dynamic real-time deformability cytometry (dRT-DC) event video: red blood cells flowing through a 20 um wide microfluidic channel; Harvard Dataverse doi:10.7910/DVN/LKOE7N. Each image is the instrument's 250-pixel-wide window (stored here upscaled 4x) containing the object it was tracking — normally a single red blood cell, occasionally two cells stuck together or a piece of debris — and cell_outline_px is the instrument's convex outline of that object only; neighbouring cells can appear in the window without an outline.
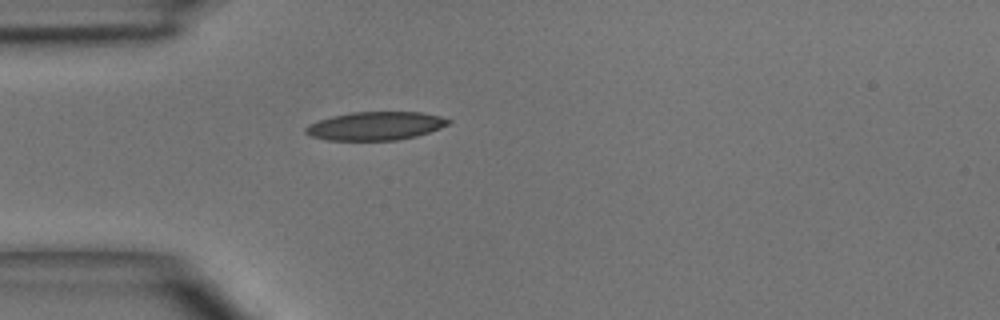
{"species": "common noctule bat (a hibernating species)", "species_latin": "Nyctalus noctula", "temperature_condition": "room temperature", "stored_images_in_passage": 1, "camera_frame_rate_fps": 3000, "um_per_image_px": 0.085, "animal": {"sex": "male", "body_mass_g": 15.6}, "frame": {"image": 1, "passage_image": 1, "time_ms": 0.0, "image_size_px": [1000, 320], "cell_outline_px": [[452, 124], [416, 136], [396, 140], [328, 140], [312, 136], [304, 132], [304, 128], [308, 124], [332, 116], [352, 112], [420, 112], [440, 116], [452, 120]], "centroid_in_image_um": [31.94, 10.7], "position_along_channel_um": 53.1, "area_um2": 23.58}}